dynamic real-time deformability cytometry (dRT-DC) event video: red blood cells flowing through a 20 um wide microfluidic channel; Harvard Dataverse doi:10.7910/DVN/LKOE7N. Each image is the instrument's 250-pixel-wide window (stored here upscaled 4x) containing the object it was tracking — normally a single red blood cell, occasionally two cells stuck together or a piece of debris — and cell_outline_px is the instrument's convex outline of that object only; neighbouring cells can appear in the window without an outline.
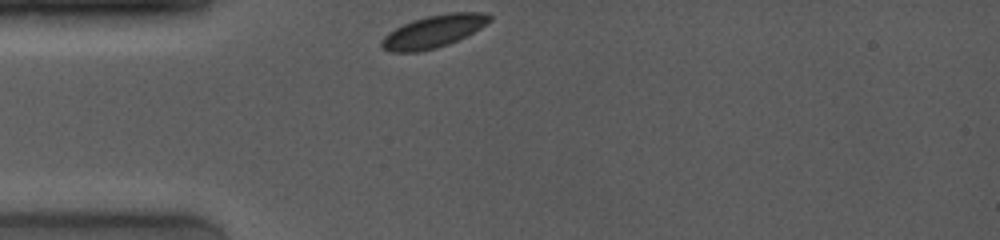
{"species": "common noctule bat (a hibernating species)", "species_latin": "Nyctalus noctula", "temperature_condition": "room temperature", "stored_images_in_passage": 51, "camera_frame_rate_fps": 4000, "um_per_image_px": 0.085, "animal": {"sex": "female", "body_mass_g": 19.0, "forearm_length_mm": 53.3}, "frame": {"image": 1, "passage_image": 1, "time_ms": 0.0, "image_size_px": [1000, 240], "cell_outline_px": [[492, 20], [480, 28], [448, 44], [436, 48], [420, 52], [392, 52], [384, 48], [380, 44], [380, 40], [388, 32], [412, 20], [428, 16], [448, 12], [480, 12], [492, 16]], "centroid_in_image_um": [36.83, 2.67], "position_along_channel_um": 48.2, "area_um2": 20.23}}
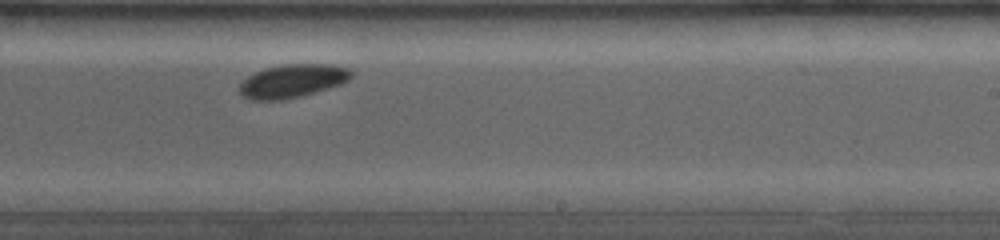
{"frame": {"image": 2, "passage_image": 29, "time_ms": 6.0, "image_size_px": [1000, 240], "cell_outline_px": [[352, 76], [348, 80], [340, 84], [328, 88], [300, 96], [284, 100], [248, 100], [240, 96], [240, 84], [248, 76], [264, 68], [280, 64], [336, 64], [348, 68], [352, 72]], "centroid_in_image_um": [24.84, 6.88], "position_along_channel_um": 264.2, "area_um2": 21.85}}
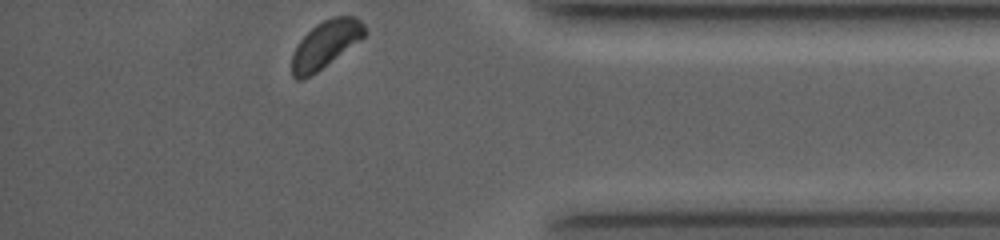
{"frame": {"image": 3, "passage_image": 51, "time_ms": 10.0, "image_size_px": [1000, 240], "cell_outline_px": [[368, 32], [360, 40], [316, 72], [300, 80], [296, 80], [292, 76], [292, 56], [300, 40], [316, 24], [332, 16], [356, 16], [364, 24]], "centroid_in_image_um": [27.69, 3.74], "position_along_channel_um": 407.5, "area_um2": 19.71}, "authors_computed_cell_mechanics": {"area_um2": 21.1548, "velocity_mm_per_s": 3.8385, "shape_relaxation_time_tau1_ms": 2.1495, "shape_relaxation_time_tau2_ms": null, "deformation_change_tau1": 0.0185, "deformation_change_tau2": null}}